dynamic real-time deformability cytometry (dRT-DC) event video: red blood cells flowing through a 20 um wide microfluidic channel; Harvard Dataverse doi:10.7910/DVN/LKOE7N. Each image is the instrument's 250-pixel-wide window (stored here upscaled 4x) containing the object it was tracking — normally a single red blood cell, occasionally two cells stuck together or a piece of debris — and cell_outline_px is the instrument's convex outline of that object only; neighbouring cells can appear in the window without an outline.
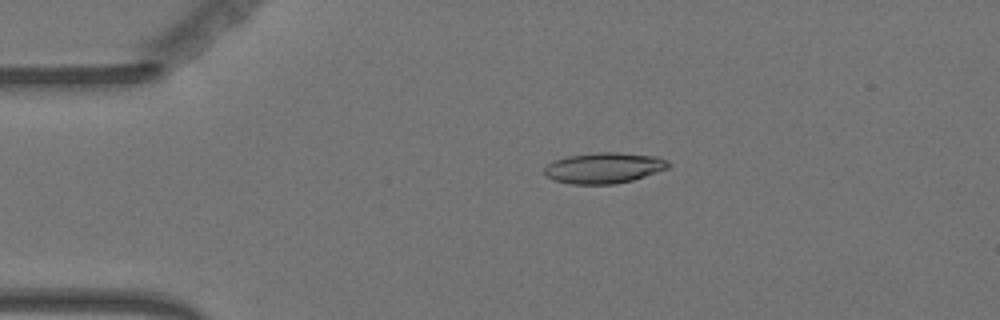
{"species": "Egyptian fruit bat (a non-hibernating species)", "species_latin": "Rousettus aegyptiacus", "temperature_condition": "warm", "stored_images_in_passage": 57, "camera_frame_rate_fps": 3000, "um_per_image_px": 0.085, "animal": {"sex": "female"}, "frame": {"image": 1, "passage_image": 12, "time_ms": 3.667, "image_size_px": [1000, 320], "cell_outline_px": [[672, 164], [668, 168], [632, 180], [616, 184], [572, 184], [552, 180], [544, 176], [544, 168], [552, 160], [568, 156], [596, 152], [620, 152], [656, 156], [668, 160]], "centroid_in_image_um": [51.31, 14.27], "position_along_channel_um": 33.7, "area_um2": 22.48}}
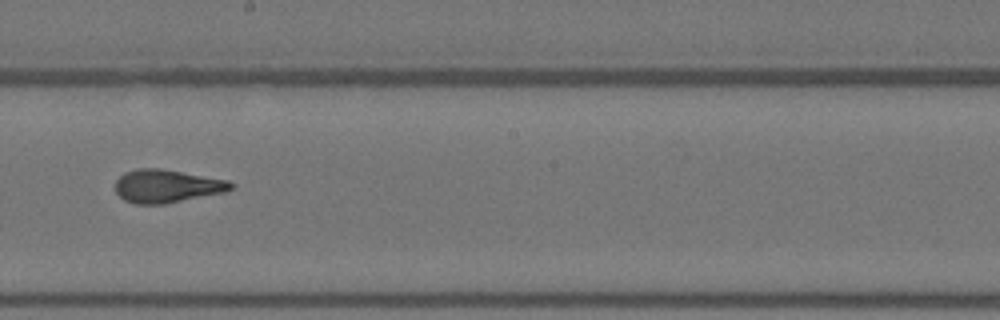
{"frame": {"image": 2, "passage_image": 32, "time_ms": 10.333, "image_size_px": [1000, 320], "cell_outline_px": [[236, 184], [232, 188], [224, 192], [164, 204], [136, 204], [124, 200], [116, 192], [116, 180], [124, 172], [136, 168], [160, 168], [228, 180]], "centroid_in_image_um": [14.16, 15.81], "position_along_channel_um": 234.0, "area_um2": 22.25}}
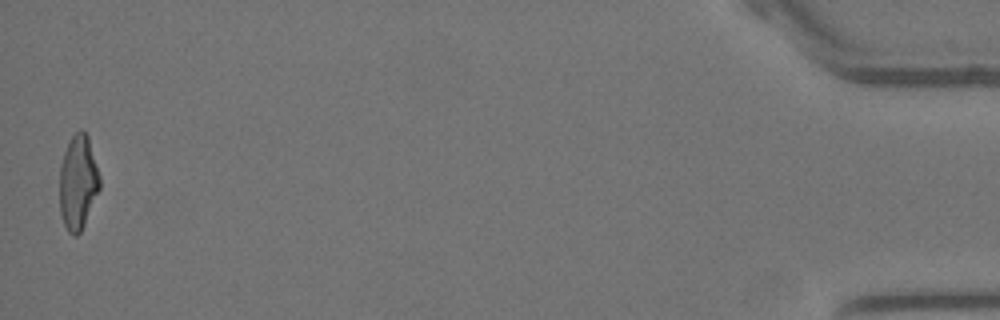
{"frame": {"image": 3, "passage_image": 56, "time_ms": 18.333, "image_size_px": [1000, 320], "cell_outline_px": [[100, 188], [84, 224], [80, 232], [76, 236], [72, 236], [68, 232], [64, 224], [60, 212], [60, 164], [64, 152], [72, 136], [80, 128], [88, 136], [100, 176]], "centroid_in_image_um": [6.63, 15.51], "position_along_channel_um": 428.6, "area_um2": 21.96}, "authors_computed_cell_mechanics": {"area_um2": 22.0796, "velocity_mm_per_s": 3.6152, "shape_relaxation_time_tau1_ms": 7.0349, "shape_relaxation_time_tau2_ms": 1.5128, "deformation_change_tau1": 0.2312, "deformation_change_tau2": 0.1063}}